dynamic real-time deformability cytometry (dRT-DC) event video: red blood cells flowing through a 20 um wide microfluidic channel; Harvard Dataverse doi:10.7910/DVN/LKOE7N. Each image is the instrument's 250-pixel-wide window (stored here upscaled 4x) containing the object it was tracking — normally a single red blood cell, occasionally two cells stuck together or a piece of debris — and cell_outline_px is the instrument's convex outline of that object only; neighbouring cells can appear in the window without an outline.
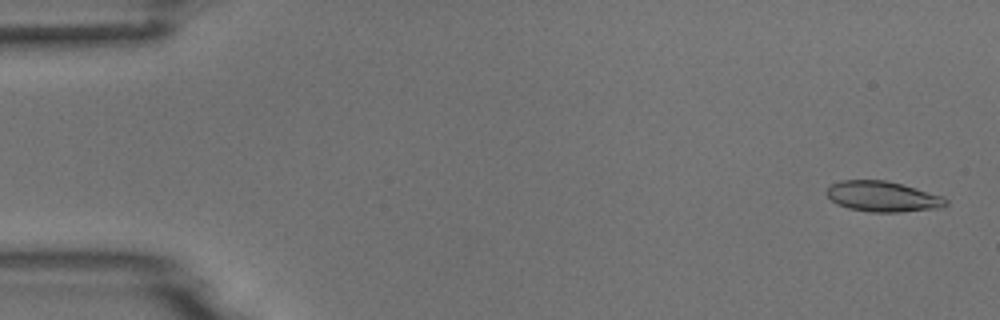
{"species": "common noctule bat (a hibernating species)", "species_latin": "Nyctalus noctula", "temperature_condition": "room temperature", "stored_images_in_passage": 28, "camera_frame_rate_fps": 3000, "um_per_image_px": 0.085, "animal": {"sex": "male", "body_mass_g": 18.8}, "frame": {"image": 1, "passage_image": 2, "time_ms": 0.333, "image_size_px": [1000, 320], "cell_outline_px": [[948, 204], [940, 208], [900, 212], [872, 212], [848, 208], [836, 204], [828, 196], [828, 188], [832, 184], [840, 180], [884, 180], [916, 188], [944, 196], [948, 200]], "centroid_in_image_um": [75.06, 16.71], "position_along_channel_um": 9.9, "area_um2": 21.1}}
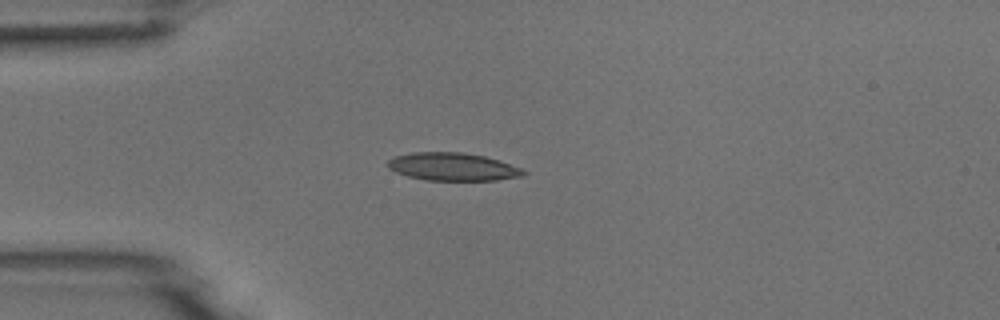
{"frame": {"image": 2, "passage_image": 14, "time_ms": 4.333, "image_size_px": [1000, 320], "cell_outline_px": [[528, 172], [524, 176], [496, 180], [428, 180], [408, 176], [396, 172], [388, 168], [384, 164], [392, 156], [412, 152], [464, 152], [484, 156], [520, 168]], "centroid_in_image_um": [38.42, 14.17], "position_along_channel_um": 46.6, "area_um2": 22.08}}
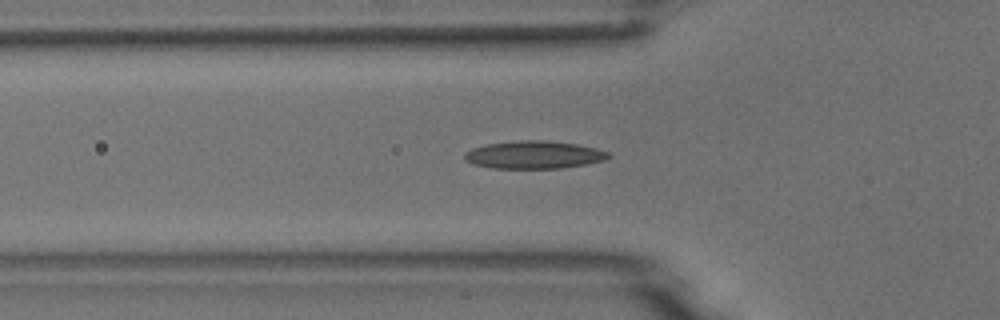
{"frame": {"image": 3, "passage_image": 18, "time_ms": 5.667, "image_size_px": [1000, 320], "cell_outline_px": [[612, 156], [604, 160], [584, 164], [560, 168], [492, 168], [472, 164], [464, 160], [464, 152], [472, 148], [488, 144], [520, 140], [548, 140], [580, 144], [596, 148], [608, 152]], "centroid_in_image_um": [45.38, 13.15], "position_along_channel_um": 80.4, "area_um2": 23.35}}